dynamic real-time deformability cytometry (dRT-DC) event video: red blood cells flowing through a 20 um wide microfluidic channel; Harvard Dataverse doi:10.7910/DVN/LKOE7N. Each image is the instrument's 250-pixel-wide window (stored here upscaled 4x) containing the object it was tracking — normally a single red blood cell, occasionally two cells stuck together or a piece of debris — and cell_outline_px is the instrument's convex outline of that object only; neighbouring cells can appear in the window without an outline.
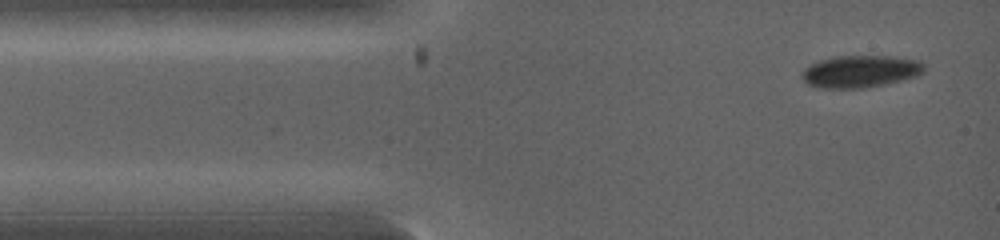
{"species": "common noctule bat (a hibernating species)", "species_latin": "Nyctalus noctula", "temperature_condition": "warm", "stored_images_in_passage": 7, "camera_frame_rate_fps": 5000, "um_per_image_px": 0.085, "animal": {"sex": "female", "body_mass_g": 19.0, "forearm_length_mm": 53.3}, "frame": {"image": 1, "passage_image": 1, "time_ms": 0.0, "image_size_px": [1000, 240], "cell_outline_px": [[924, 72], [916, 76], [900, 80], [864, 88], [824, 88], [808, 84], [804, 80], [804, 68], [816, 60], [836, 56], [888, 56], [920, 60], [924, 64]], "centroid_in_image_um": [73.14, 6.05], "position_along_channel_um": 11.9, "area_um2": 22.72}}
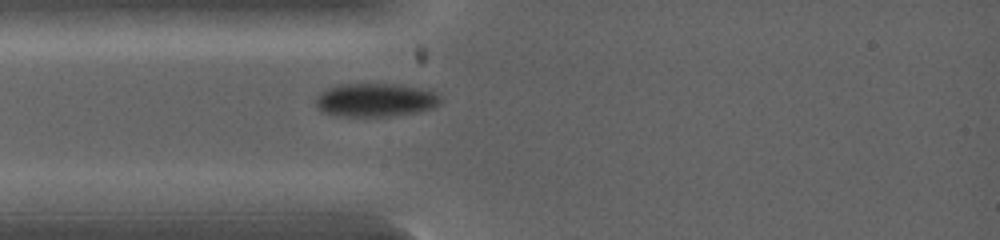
{"frame": {"image": 2, "passage_image": 4, "time_ms": 1.6, "image_size_px": [1000, 240], "cell_outline_px": [[440, 104], [432, 108], [416, 112], [388, 116], [336, 116], [320, 112], [316, 108], [316, 96], [320, 92], [336, 84], [396, 84], [436, 92], [440, 96]], "centroid_in_image_um": [31.84, 8.5], "position_along_channel_um": 53.2, "area_um2": 24.39}}
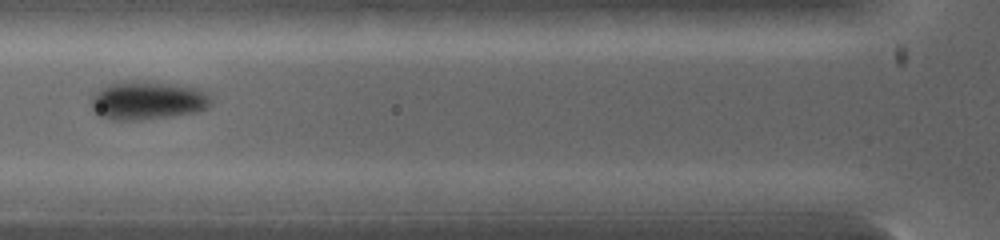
{"frame": {"image": 3, "passage_image": 6, "time_ms": 2.6, "image_size_px": [1000, 240], "cell_outline_px": [[212, 104], [208, 108], [196, 112], [172, 116], [140, 120], [108, 120], [96, 116], [92, 112], [92, 96], [100, 88], [108, 84], [128, 80], [152, 80], [200, 88], [208, 92], [212, 96]], "centroid_in_image_um": [12.56, 8.52], "position_along_channel_um": 113.2, "area_um2": 27.86}}